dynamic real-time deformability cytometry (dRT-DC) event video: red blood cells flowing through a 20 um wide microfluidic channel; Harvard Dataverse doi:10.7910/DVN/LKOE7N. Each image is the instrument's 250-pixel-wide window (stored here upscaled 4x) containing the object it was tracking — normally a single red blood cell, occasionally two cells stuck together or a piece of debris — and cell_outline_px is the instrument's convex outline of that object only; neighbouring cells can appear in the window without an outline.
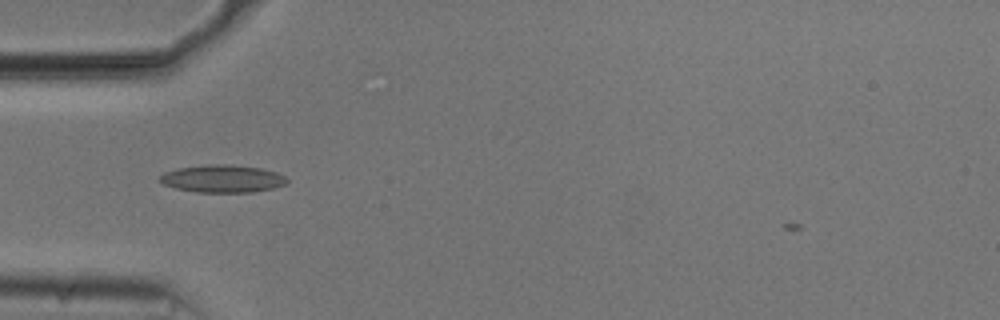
{"species": "common noctule bat (a hibernating species)", "species_latin": "Nyctalus noctula", "temperature_condition": "cold", "stored_images_in_passage": 33, "camera_frame_rate_fps": 3000, "um_per_image_px": 0.085, "animal": {"sex": "male", "body_mass_g": 20.5, "forearm_length_mm": 52.5}, "frame": {"image": 1, "passage_image": 1, "time_ms": 0.0, "image_size_px": [1000, 320], "cell_outline_px": [[288, 180], [284, 184], [272, 188], [252, 192], [196, 192], [176, 188], [164, 184], [156, 180], [156, 176], [164, 172], [180, 168], [208, 164], [228, 164], [260, 168], [276, 172], [284, 176]], "centroid_in_image_um": [18.84, 15.18], "position_along_channel_um": 66.2, "area_um2": 20.4}}
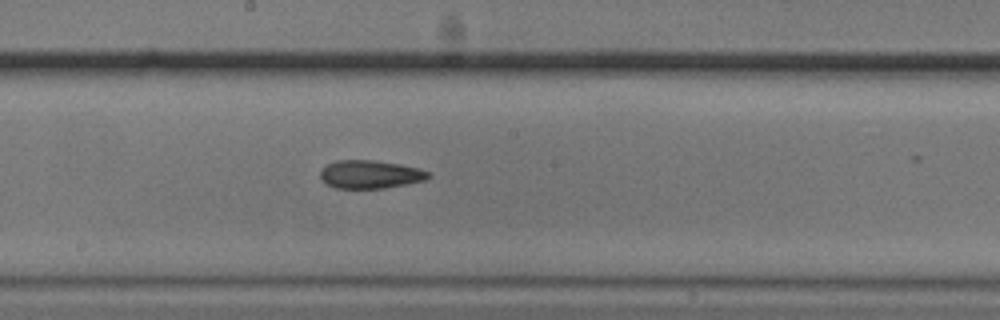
{"frame": {"image": 2, "passage_image": 13, "time_ms": 4.0, "image_size_px": [1000, 320], "cell_outline_px": [[432, 176], [428, 180], [384, 188], [336, 188], [324, 184], [320, 180], [320, 168], [336, 160], [372, 160], [400, 164], [420, 168], [428, 172]], "centroid_in_image_um": [31.45, 14.82], "position_along_channel_um": 216.7, "area_um2": 18.03}}
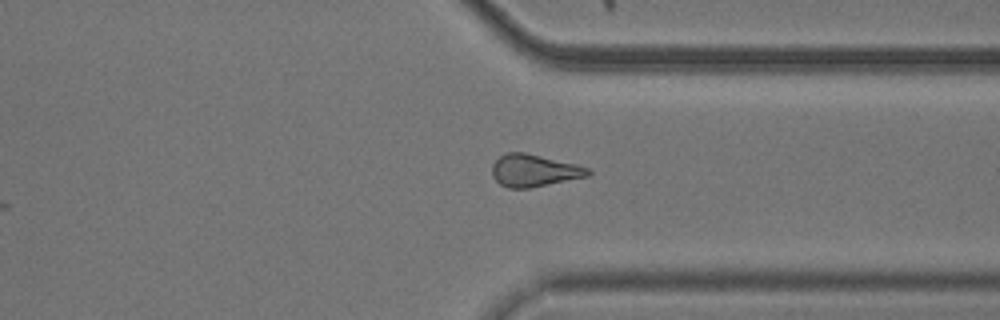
{"frame": {"image": 3, "passage_image": 25, "time_ms": 8.0, "image_size_px": [1000, 320], "cell_outline_px": [[592, 172], [588, 176], [528, 188], [508, 188], [500, 184], [492, 176], [492, 164], [500, 156], [508, 152], [524, 152], [576, 164], [588, 168]], "centroid_in_image_um": [45.37, 14.49], "position_along_channel_um": 366.0, "area_um2": 17.86}, "authors_computed_cell_mechanics": {"area_um2": 17.7446, "velocity_mm_per_s": 3.7547, "shape_relaxation_time_tau1_ms": null, "shape_relaxation_time_tau2_ms": 10.4712, "deformation_change_tau1": null, "deformation_change_tau2": 0.2214}}